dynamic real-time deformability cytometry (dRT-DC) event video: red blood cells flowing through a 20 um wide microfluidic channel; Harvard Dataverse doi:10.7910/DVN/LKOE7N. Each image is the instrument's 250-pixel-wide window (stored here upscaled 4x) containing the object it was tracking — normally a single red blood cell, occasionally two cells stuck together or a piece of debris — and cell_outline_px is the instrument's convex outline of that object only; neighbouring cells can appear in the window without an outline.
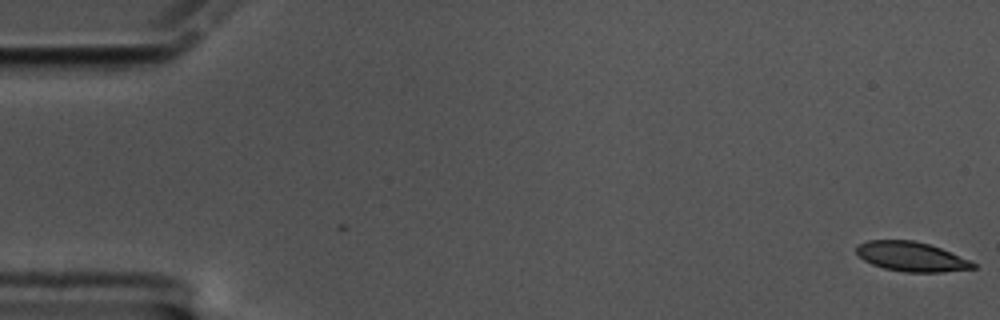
{"species": "common noctule bat (a hibernating species)", "species_latin": "Nyctalus noctula", "temperature_condition": "cold", "stored_images_in_passage": 59, "camera_frame_rate_fps": 3000, "um_per_image_px": 0.085, "animal": {"sex": "male", "body_mass_g": 17.5, "forearm_length_mm": 52.3}, "frame": {"image": 1, "passage_image": 1, "time_ms": 0.0, "image_size_px": [1000, 320], "cell_outline_px": [[976, 268], [940, 272], [904, 272], [884, 268], [872, 264], [864, 260], [856, 252], [856, 244], [868, 240], [912, 240], [928, 244], [940, 248], [968, 260], [976, 264]], "centroid_in_image_um": [77.42, 21.81], "position_along_channel_um": 7.6, "area_um2": 19.88}}
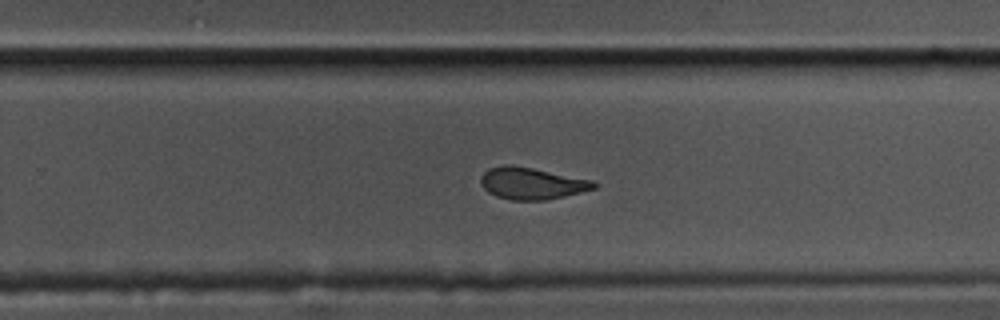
{"frame": {"image": 2, "passage_image": 38, "time_ms": 12.333, "image_size_px": [1000, 320], "cell_outline_px": [[600, 184], [596, 188], [564, 196], [544, 200], [512, 200], [496, 196], [488, 192], [480, 184], [480, 176], [488, 168], [504, 164], [512, 164], [592, 180]], "centroid_in_image_um": [45.17, 15.58], "position_along_channel_um": 284.6, "area_um2": 21.04}}
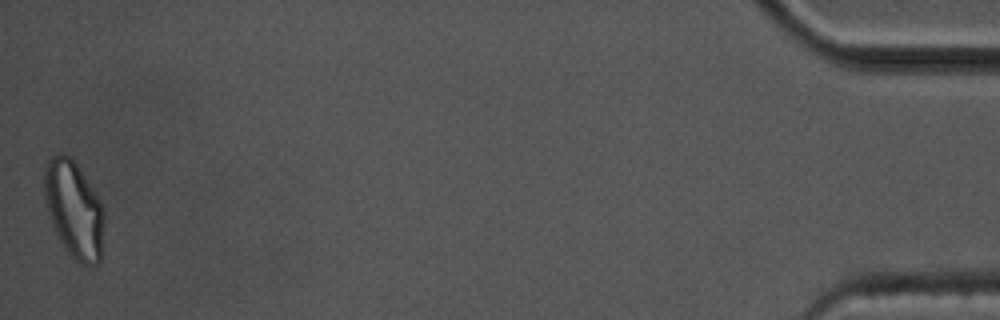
{"frame": {"image": 3, "passage_image": 59, "time_ms": 19.333, "image_size_px": [1000, 320], "cell_outline_px": [[104, 220], [100, 264], [92, 268], [88, 268], [80, 264], [68, 252], [60, 240], [48, 216], [44, 196], [44, 168], [48, 156], [60, 152], [72, 156], [96, 196], [104, 212]], "centroid_in_image_um": [6.26, 17.81], "position_along_channel_um": 428.9, "area_um2": 34.1}, "authors_computed_cell_mechanics": {"area_um2": 21.7328, "velocity_mm_per_s": 3.406, "shape_relaxation_time_tau1_ms": 6.7408, "shape_relaxation_time_tau2_ms": 3.6143, "deformation_change_tau1": 0.173, "deformation_change_tau2": 0.0892}}